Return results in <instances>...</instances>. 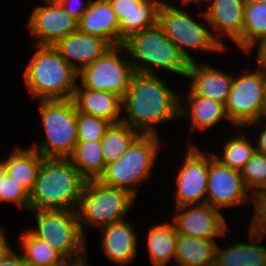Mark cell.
I'll return each instance as SVG.
<instances>
[{
  "label": "cell",
  "instance_id": "35",
  "mask_svg": "<svg viewBox=\"0 0 266 266\" xmlns=\"http://www.w3.org/2000/svg\"><path fill=\"white\" fill-rule=\"evenodd\" d=\"M6 202L30 210V194L7 173L1 177L0 185V204Z\"/></svg>",
  "mask_w": 266,
  "mask_h": 266
},
{
  "label": "cell",
  "instance_id": "18",
  "mask_svg": "<svg viewBox=\"0 0 266 266\" xmlns=\"http://www.w3.org/2000/svg\"><path fill=\"white\" fill-rule=\"evenodd\" d=\"M132 227H135L134 223L122 220L98 229L103 234L100 242L102 252L115 264L129 265L138 255V233Z\"/></svg>",
  "mask_w": 266,
  "mask_h": 266
},
{
  "label": "cell",
  "instance_id": "13",
  "mask_svg": "<svg viewBox=\"0 0 266 266\" xmlns=\"http://www.w3.org/2000/svg\"><path fill=\"white\" fill-rule=\"evenodd\" d=\"M251 192L246 188L241 172L232 170L218 161L209 151V173L206 204L223 208L249 205Z\"/></svg>",
  "mask_w": 266,
  "mask_h": 266
},
{
  "label": "cell",
  "instance_id": "28",
  "mask_svg": "<svg viewBox=\"0 0 266 266\" xmlns=\"http://www.w3.org/2000/svg\"><path fill=\"white\" fill-rule=\"evenodd\" d=\"M266 37V3L246 2L242 36L235 42L249 55L254 46Z\"/></svg>",
  "mask_w": 266,
  "mask_h": 266
},
{
  "label": "cell",
  "instance_id": "10",
  "mask_svg": "<svg viewBox=\"0 0 266 266\" xmlns=\"http://www.w3.org/2000/svg\"><path fill=\"white\" fill-rule=\"evenodd\" d=\"M134 73L124 46L116 45L78 72V84L82 88L109 91L122 98Z\"/></svg>",
  "mask_w": 266,
  "mask_h": 266
},
{
  "label": "cell",
  "instance_id": "33",
  "mask_svg": "<svg viewBox=\"0 0 266 266\" xmlns=\"http://www.w3.org/2000/svg\"><path fill=\"white\" fill-rule=\"evenodd\" d=\"M111 125V122L103 118L77 112V140H101Z\"/></svg>",
  "mask_w": 266,
  "mask_h": 266
},
{
  "label": "cell",
  "instance_id": "22",
  "mask_svg": "<svg viewBox=\"0 0 266 266\" xmlns=\"http://www.w3.org/2000/svg\"><path fill=\"white\" fill-rule=\"evenodd\" d=\"M179 117L188 119L193 131L209 130L223 120L229 123L224 104L202 96L180 95Z\"/></svg>",
  "mask_w": 266,
  "mask_h": 266
},
{
  "label": "cell",
  "instance_id": "19",
  "mask_svg": "<svg viewBox=\"0 0 266 266\" xmlns=\"http://www.w3.org/2000/svg\"><path fill=\"white\" fill-rule=\"evenodd\" d=\"M112 45L98 36L79 31L61 38L54 48L77 72L101 57Z\"/></svg>",
  "mask_w": 266,
  "mask_h": 266
},
{
  "label": "cell",
  "instance_id": "32",
  "mask_svg": "<svg viewBox=\"0 0 266 266\" xmlns=\"http://www.w3.org/2000/svg\"><path fill=\"white\" fill-rule=\"evenodd\" d=\"M139 135L138 131L126 124H112L100 140L105 165L122 157Z\"/></svg>",
  "mask_w": 266,
  "mask_h": 266
},
{
  "label": "cell",
  "instance_id": "16",
  "mask_svg": "<svg viewBox=\"0 0 266 266\" xmlns=\"http://www.w3.org/2000/svg\"><path fill=\"white\" fill-rule=\"evenodd\" d=\"M246 0H211L204 13L214 37L224 46L226 40L234 43L242 36Z\"/></svg>",
  "mask_w": 266,
  "mask_h": 266
},
{
  "label": "cell",
  "instance_id": "30",
  "mask_svg": "<svg viewBox=\"0 0 266 266\" xmlns=\"http://www.w3.org/2000/svg\"><path fill=\"white\" fill-rule=\"evenodd\" d=\"M243 129L245 128L239 130L238 136H235V133H233L234 135L230 136V139L228 138V140L226 139V141H224L225 143L220 147L222 148L220 156L213 151V155L218 161L238 172L242 171L246 163L256 152L255 144H253L255 141H252L248 135V131H244Z\"/></svg>",
  "mask_w": 266,
  "mask_h": 266
},
{
  "label": "cell",
  "instance_id": "36",
  "mask_svg": "<svg viewBox=\"0 0 266 266\" xmlns=\"http://www.w3.org/2000/svg\"><path fill=\"white\" fill-rule=\"evenodd\" d=\"M253 204V216L248 230L266 236V188L255 190L251 193V201Z\"/></svg>",
  "mask_w": 266,
  "mask_h": 266
},
{
  "label": "cell",
  "instance_id": "11",
  "mask_svg": "<svg viewBox=\"0 0 266 266\" xmlns=\"http://www.w3.org/2000/svg\"><path fill=\"white\" fill-rule=\"evenodd\" d=\"M245 71V72H244ZM233 76L230 93L224 104L232 129L245 128L249 123L264 118L263 69L244 70Z\"/></svg>",
  "mask_w": 266,
  "mask_h": 266
},
{
  "label": "cell",
  "instance_id": "45",
  "mask_svg": "<svg viewBox=\"0 0 266 266\" xmlns=\"http://www.w3.org/2000/svg\"><path fill=\"white\" fill-rule=\"evenodd\" d=\"M6 174V169L0 164V185H1V177H4Z\"/></svg>",
  "mask_w": 266,
  "mask_h": 266
},
{
  "label": "cell",
  "instance_id": "24",
  "mask_svg": "<svg viewBox=\"0 0 266 266\" xmlns=\"http://www.w3.org/2000/svg\"><path fill=\"white\" fill-rule=\"evenodd\" d=\"M43 159L31 147L16 146L5 159H1V164L6 169V173L30 194Z\"/></svg>",
  "mask_w": 266,
  "mask_h": 266
},
{
  "label": "cell",
  "instance_id": "17",
  "mask_svg": "<svg viewBox=\"0 0 266 266\" xmlns=\"http://www.w3.org/2000/svg\"><path fill=\"white\" fill-rule=\"evenodd\" d=\"M214 67L202 61H199V64L197 60L190 62L186 75L187 80H191L188 81L187 96L208 97L225 104L233 83V75Z\"/></svg>",
  "mask_w": 266,
  "mask_h": 266
},
{
  "label": "cell",
  "instance_id": "2",
  "mask_svg": "<svg viewBox=\"0 0 266 266\" xmlns=\"http://www.w3.org/2000/svg\"><path fill=\"white\" fill-rule=\"evenodd\" d=\"M86 182L69 159L44 158L30 193V210L77 211Z\"/></svg>",
  "mask_w": 266,
  "mask_h": 266
},
{
  "label": "cell",
  "instance_id": "43",
  "mask_svg": "<svg viewBox=\"0 0 266 266\" xmlns=\"http://www.w3.org/2000/svg\"><path fill=\"white\" fill-rule=\"evenodd\" d=\"M204 0H180V2H181V4H182V6H185L186 7V5H190V4H195V5H199V7L198 8H200V6L202 7V2H203ZM207 1V0H206Z\"/></svg>",
  "mask_w": 266,
  "mask_h": 266
},
{
  "label": "cell",
  "instance_id": "34",
  "mask_svg": "<svg viewBox=\"0 0 266 266\" xmlns=\"http://www.w3.org/2000/svg\"><path fill=\"white\" fill-rule=\"evenodd\" d=\"M241 176L251 193L266 188V155L255 152L242 169Z\"/></svg>",
  "mask_w": 266,
  "mask_h": 266
},
{
  "label": "cell",
  "instance_id": "37",
  "mask_svg": "<svg viewBox=\"0 0 266 266\" xmlns=\"http://www.w3.org/2000/svg\"><path fill=\"white\" fill-rule=\"evenodd\" d=\"M64 7L66 12L77 21L87 10L91 0L84 2L83 0H58ZM75 6V7H74Z\"/></svg>",
  "mask_w": 266,
  "mask_h": 266
},
{
  "label": "cell",
  "instance_id": "21",
  "mask_svg": "<svg viewBox=\"0 0 266 266\" xmlns=\"http://www.w3.org/2000/svg\"><path fill=\"white\" fill-rule=\"evenodd\" d=\"M72 99L77 112L103 118L112 124L121 123L122 98L117 94L82 88L78 84Z\"/></svg>",
  "mask_w": 266,
  "mask_h": 266
},
{
  "label": "cell",
  "instance_id": "40",
  "mask_svg": "<svg viewBox=\"0 0 266 266\" xmlns=\"http://www.w3.org/2000/svg\"><path fill=\"white\" fill-rule=\"evenodd\" d=\"M254 47H258L256 48L257 54H255V59H257V67L266 70V37H264Z\"/></svg>",
  "mask_w": 266,
  "mask_h": 266
},
{
  "label": "cell",
  "instance_id": "38",
  "mask_svg": "<svg viewBox=\"0 0 266 266\" xmlns=\"http://www.w3.org/2000/svg\"><path fill=\"white\" fill-rule=\"evenodd\" d=\"M121 22L125 16H128L141 0H108Z\"/></svg>",
  "mask_w": 266,
  "mask_h": 266
},
{
  "label": "cell",
  "instance_id": "7",
  "mask_svg": "<svg viewBox=\"0 0 266 266\" xmlns=\"http://www.w3.org/2000/svg\"><path fill=\"white\" fill-rule=\"evenodd\" d=\"M37 102L44 136L40 137L39 145L30 147L43 158L68 159L78 142L77 109L73 99Z\"/></svg>",
  "mask_w": 266,
  "mask_h": 266
},
{
  "label": "cell",
  "instance_id": "31",
  "mask_svg": "<svg viewBox=\"0 0 266 266\" xmlns=\"http://www.w3.org/2000/svg\"><path fill=\"white\" fill-rule=\"evenodd\" d=\"M163 0H141L134 10L120 22V45L130 36L158 23L159 6Z\"/></svg>",
  "mask_w": 266,
  "mask_h": 266
},
{
  "label": "cell",
  "instance_id": "39",
  "mask_svg": "<svg viewBox=\"0 0 266 266\" xmlns=\"http://www.w3.org/2000/svg\"><path fill=\"white\" fill-rule=\"evenodd\" d=\"M260 125L262 124L261 128H260V131L259 132H253V136L252 137L254 138L255 140V148H256V152H259V153H262V154H265L266 155V122H264L263 119H260L258 121H255V122H251L249 123L245 128H249L251 125L255 126V125ZM256 138V139H255Z\"/></svg>",
  "mask_w": 266,
  "mask_h": 266
},
{
  "label": "cell",
  "instance_id": "9",
  "mask_svg": "<svg viewBox=\"0 0 266 266\" xmlns=\"http://www.w3.org/2000/svg\"><path fill=\"white\" fill-rule=\"evenodd\" d=\"M135 199L129 191L101 184L97 180L87 181L77 209L82 233L85 228L99 229L110 223L126 220Z\"/></svg>",
  "mask_w": 266,
  "mask_h": 266
},
{
  "label": "cell",
  "instance_id": "46",
  "mask_svg": "<svg viewBox=\"0 0 266 266\" xmlns=\"http://www.w3.org/2000/svg\"><path fill=\"white\" fill-rule=\"evenodd\" d=\"M88 262H87V259H86V261H84V262H81V263H77V264H73V266H91V265H89V264H87Z\"/></svg>",
  "mask_w": 266,
  "mask_h": 266
},
{
  "label": "cell",
  "instance_id": "12",
  "mask_svg": "<svg viewBox=\"0 0 266 266\" xmlns=\"http://www.w3.org/2000/svg\"><path fill=\"white\" fill-rule=\"evenodd\" d=\"M187 147L175 175L174 207L206 203L209 152L190 142Z\"/></svg>",
  "mask_w": 266,
  "mask_h": 266
},
{
  "label": "cell",
  "instance_id": "29",
  "mask_svg": "<svg viewBox=\"0 0 266 266\" xmlns=\"http://www.w3.org/2000/svg\"><path fill=\"white\" fill-rule=\"evenodd\" d=\"M87 180H98L105 169L101 141H78L68 158Z\"/></svg>",
  "mask_w": 266,
  "mask_h": 266
},
{
  "label": "cell",
  "instance_id": "3",
  "mask_svg": "<svg viewBox=\"0 0 266 266\" xmlns=\"http://www.w3.org/2000/svg\"><path fill=\"white\" fill-rule=\"evenodd\" d=\"M35 47L22 74L29 94L37 101L73 98L78 85V72L60 56L54 46Z\"/></svg>",
  "mask_w": 266,
  "mask_h": 266
},
{
  "label": "cell",
  "instance_id": "5",
  "mask_svg": "<svg viewBox=\"0 0 266 266\" xmlns=\"http://www.w3.org/2000/svg\"><path fill=\"white\" fill-rule=\"evenodd\" d=\"M160 147L159 136L140 134L122 157L105 166L97 181L109 187L127 190L137 198V188L152 175Z\"/></svg>",
  "mask_w": 266,
  "mask_h": 266
},
{
  "label": "cell",
  "instance_id": "42",
  "mask_svg": "<svg viewBox=\"0 0 266 266\" xmlns=\"http://www.w3.org/2000/svg\"><path fill=\"white\" fill-rule=\"evenodd\" d=\"M4 227H0V261L5 258L11 251L14 249L11 248L10 244H8V240L6 239V233H5ZM6 236V237H5Z\"/></svg>",
  "mask_w": 266,
  "mask_h": 266
},
{
  "label": "cell",
  "instance_id": "23",
  "mask_svg": "<svg viewBox=\"0 0 266 266\" xmlns=\"http://www.w3.org/2000/svg\"><path fill=\"white\" fill-rule=\"evenodd\" d=\"M247 231L251 242L236 241L224 248L217 244L214 266H266V246L256 244L264 237Z\"/></svg>",
  "mask_w": 266,
  "mask_h": 266
},
{
  "label": "cell",
  "instance_id": "44",
  "mask_svg": "<svg viewBox=\"0 0 266 266\" xmlns=\"http://www.w3.org/2000/svg\"><path fill=\"white\" fill-rule=\"evenodd\" d=\"M263 96H264V104L266 112V70H263Z\"/></svg>",
  "mask_w": 266,
  "mask_h": 266
},
{
  "label": "cell",
  "instance_id": "15",
  "mask_svg": "<svg viewBox=\"0 0 266 266\" xmlns=\"http://www.w3.org/2000/svg\"><path fill=\"white\" fill-rule=\"evenodd\" d=\"M174 208L176 211L173 212L171 221L179 235L216 240L215 238L226 236L225 233L230 229L221 211L209 204Z\"/></svg>",
  "mask_w": 266,
  "mask_h": 266
},
{
  "label": "cell",
  "instance_id": "6",
  "mask_svg": "<svg viewBox=\"0 0 266 266\" xmlns=\"http://www.w3.org/2000/svg\"><path fill=\"white\" fill-rule=\"evenodd\" d=\"M174 2L162 1L158 11V24L164 29L166 37L172 41L190 62L195 61L191 50L208 53H225L226 48L214 37L206 15L200 10L198 15L203 22L195 20L189 11L177 7ZM189 12V13H188ZM210 28V29H209ZM189 50V51H188Z\"/></svg>",
  "mask_w": 266,
  "mask_h": 266
},
{
  "label": "cell",
  "instance_id": "1",
  "mask_svg": "<svg viewBox=\"0 0 266 266\" xmlns=\"http://www.w3.org/2000/svg\"><path fill=\"white\" fill-rule=\"evenodd\" d=\"M180 94L158 75L134 73L122 97L121 123L140 134L159 136L156 124L179 119ZM155 126V127H154Z\"/></svg>",
  "mask_w": 266,
  "mask_h": 266
},
{
  "label": "cell",
  "instance_id": "8",
  "mask_svg": "<svg viewBox=\"0 0 266 266\" xmlns=\"http://www.w3.org/2000/svg\"><path fill=\"white\" fill-rule=\"evenodd\" d=\"M35 216L36 227L28 230L54 247L70 264L86 261L87 237L82 233L77 211L29 210Z\"/></svg>",
  "mask_w": 266,
  "mask_h": 266
},
{
  "label": "cell",
  "instance_id": "26",
  "mask_svg": "<svg viewBox=\"0 0 266 266\" xmlns=\"http://www.w3.org/2000/svg\"><path fill=\"white\" fill-rule=\"evenodd\" d=\"M147 232L146 247L154 266H168L175 259L178 234L172 221L151 225Z\"/></svg>",
  "mask_w": 266,
  "mask_h": 266
},
{
  "label": "cell",
  "instance_id": "27",
  "mask_svg": "<svg viewBox=\"0 0 266 266\" xmlns=\"http://www.w3.org/2000/svg\"><path fill=\"white\" fill-rule=\"evenodd\" d=\"M19 236L26 266H68L70 263L45 241L35 237L28 229Z\"/></svg>",
  "mask_w": 266,
  "mask_h": 266
},
{
  "label": "cell",
  "instance_id": "14",
  "mask_svg": "<svg viewBox=\"0 0 266 266\" xmlns=\"http://www.w3.org/2000/svg\"><path fill=\"white\" fill-rule=\"evenodd\" d=\"M33 7L27 29L36 39L33 45L54 46L61 38L78 31V21L71 17L58 0H43Z\"/></svg>",
  "mask_w": 266,
  "mask_h": 266
},
{
  "label": "cell",
  "instance_id": "47",
  "mask_svg": "<svg viewBox=\"0 0 266 266\" xmlns=\"http://www.w3.org/2000/svg\"><path fill=\"white\" fill-rule=\"evenodd\" d=\"M246 2L266 3V0H246Z\"/></svg>",
  "mask_w": 266,
  "mask_h": 266
},
{
  "label": "cell",
  "instance_id": "4",
  "mask_svg": "<svg viewBox=\"0 0 266 266\" xmlns=\"http://www.w3.org/2000/svg\"><path fill=\"white\" fill-rule=\"evenodd\" d=\"M122 45L130 55L129 61L135 73L158 75L156 68H159L186 78L190 61L166 37L158 23L130 36Z\"/></svg>",
  "mask_w": 266,
  "mask_h": 266
},
{
  "label": "cell",
  "instance_id": "20",
  "mask_svg": "<svg viewBox=\"0 0 266 266\" xmlns=\"http://www.w3.org/2000/svg\"><path fill=\"white\" fill-rule=\"evenodd\" d=\"M78 31L120 45V21L108 0H91L78 21Z\"/></svg>",
  "mask_w": 266,
  "mask_h": 266
},
{
  "label": "cell",
  "instance_id": "41",
  "mask_svg": "<svg viewBox=\"0 0 266 266\" xmlns=\"http://www.w3.org/2000/svg\"><path fill=\"white\" fill-rule=\"evenodd\" d=\"M16 252L15 250L11 251L0 261V266H26L22 253L17 254Z\"/></svg>",
  "mask_w": 266,
  "mask_h": 266
},
{
  "label": "cell",
  "instance_id": "25",
  "mask_svg": "<svg viewBox=\"0 0 266 266\" xmlns=\"http://www.w3.org/2000/svg\"><path fill=\"white\" fill-rule=\"evenodd\" d=\"M217 241L178 234L173 265L214 266Z\"/></svg>",
  "mask_w": 266,
  "mask_h": 266
}]
</instances>
